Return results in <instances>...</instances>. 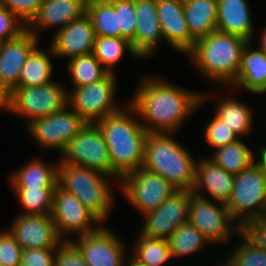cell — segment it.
Masks as SVG:
<instances>
[{
    "label": "cell",
    "instance_id": "cell-39",
    "mask_svg": "<svg viewBox=\"0 0 266 266\" xmlns=\"http://www.w3.org/2000/svg\"><path fill=\"white\" fill-rule=\"evenodd\" d=\"M44 0H0V5L17 16L27 26L37 16Z\"/></svg>",
    "mask_w": 266,
    "mask_h": 266
},
{
    "label": "cell",
    "instance_id": "cell-31",
    "mask_svg": "<svg viewBox=\"0 0 266 266\" xmlns=\"http://www.w3.org/2000/svg\"><path fill=\"white\" fill-rule=\"evenodd\" d=\"M86 14L89 16L96 36L120 37L118 13L108 0H87Z\"/></svg>",
    "mask_w": 266,
    "mask_h": 266
},
{
    "label": "cell",
    "instance_id": "cell-10",
    "mask_svg": "<svg viewBox=\"0 0 266 266\" xmlns=\"http://www.w3.org/2000/svg\"><path fill=\"white\" fill-rule=\"evenodd\" d=\"M61 155L63 162L81 165L112 177L108 147L102 131L96 124H85Z\"/></svg>",
    "mask_w": 266,
    "mask_h": 266
},
{
    "label": "cell",
    "instance_id": "cell-15",
    "mask_svg": "<svg viewBox=\"0 0 266 266\" xmlns=\"http://www.w3.org/2000/svg\"><path fill=\"white\" fill-rule=\"evenodd\" d=\"M191 191L178 190L157 209L144 214L141 234L150 238L168 240L181 225L188 222Z\"/></svg>",
    "mask_w": 266,
    "mask_h": 266
},
{
    "label": "cell",
    "instance_id": "cell-30",
    "mask_svg": "<svg viewBox=\"0 0 266 266\" xmlns=\"http://www.w3.org/2000/svg\"><path fill=\"white\" fill-rule=\"evenodd\" d=\"M125 50L132 57L140 58L129 41L112 36H96L92 53L109 73L116 74L113 67L123 58Z\"/></svg>",
    "mask_w": 266,
    "mask_h": 266
},
{
    "label": "cell",
    "instance_id": "cell-41",
    "mask_svg": "<svg viewBox=\"0 0 266 266\" xmlns=\"http://www.w3.org/2000/svg\"><path fill=\"white\" fill-rule=\"evenodd\" d=\"M239 232L248 241L266 251V216L244 221L239 226Z\"/></svg>",
    "mask_w": 266,
    "mask_h": 266
},
{
    "label": "cell",
    "instance_id": "cell-27",
    "mask_svg": "<svg viewBox=\"0 0 266 266\" xmlns=\"http://www.w3.org/2000/svg\"><path fill=\"white\" fill-rule=\"evenodd\" d=\"M51 58H54V54L50 45L48 50L36 47L22 67L19 86H39L51 82L54 72Z\"/></svg>",
    "mask_w": 266,
    "mask_h": 266
},
{
    "label": "cell",
    "instance_id": "cell-3",
    "mask_svg": "<svg viewBox=\"0 0 266 266\" xmlns=\"http://www.w3.org/2000/svg\"><path fill=\"white\" fill-rule=\"evenodd\" d=\"M248 43L242 37L214 31L196 40L186 55L206 79L230 88L237 79L241 56Z\"/></svg>",
    "mask_w": 266,
    "mask_h": 266
},
{
    "label": "cell",
    "instance_id": "cell-44",
    "mask_svg": "<svg viewBox=\"0 0 266 266\" xmlns=\"http://www.w3.org/2000/svg\"><path fill=\"white\" fill-rule=\"evenodd\" d=\"M57 248H27L22 251L21 266H55Z\"/></svg>",
    "mask_w": 266,
    "mask_h": 266
},
{
    "label": "cell",
    "instance_id": "cell-46",
    "mask_svg": "<svg viewBox=\"0 0 266 266\" xmlns=\"http://www.w3.org/2000/svg\"><path fill=\"white\" fill-rule=\"evenodd\" d=\"M259 153H258V161L263 165L265 171H266V143L264 146L262 147H259L258 150H257Z\"/></svg>",
    "mask_w": 266,
    "mask_h": 266
},
{
    "label": "cell",
    "instance_id": "cell-36",
    "mask_svg": "<svg viewBox=\"0 0 266 266\" xmlns=\"http://www.w3.org/2000/svg\"><path fill=\"white\" fill-rule=\"evenodd\" d=\"M235 234L242 236L243 240L232 249L222 266H266V251L248 241L240 232Z\"/></svg>",
    "mask_w": 266,
    "mask_h": 266
},
{
    "label": "cell",
    "instance_id": "cell-22",
    "mask_svg": "<svg viewBox=\"0 0 266 266\" xmlns=\"http://www.w3.org/2000/svg\"><path fill=\"white\" fill-rule=\"evenodd\" d=\"M86 3L87 0H44L27 29L37 38L38 30L57 27L59 31L86 13Z\"/></svg>",
    "mask_w": 266,
    "mask_h": 266
},
{
    "label": "cell",
    "instance_id": "cell-7",
    "mask_svg": "<svg viewBox=\"0 0 266 266\" xmlns=\"http://www.w3.org/2000/svg\"><path fill=\"white\" fill-rule=\"evenodd\" d=\"M59 82L39 86H18L11 92L10 113L32 121L62 111L68 105V90Z\"/></svg>",
    "mask_w": 266,
    "mask_h": 266
},
{
    "label": "cell",
    "instance_id": "cell-29",
    "mask_svg": "<svg viewBox=\"0 0 266 266\" xmlns=\"http://www.w3.org/2000/svg\"><path fill=\"white\" fill-rule=\"evenodd\" d=\"M255 157L257 154L238 139L236 142L216 148L209 159L228 173L237 175L256 161Z\"/></svg>",
    "mask_w": 266,
    "mask_h": 266
},
{
    "label": "cell",
    "instance_id": "cell-35",
    "mask_svg": "<svg viewBox=\"0 0 266 266\" xmlns=\"http://www.w3.org/2000/svg\"><path fill=\"white\" fill-rule=\"evenodd\" d=\"M24 212L21 214H51L55 188L12 187Z\"/></svg>",
    "mask_w": 266,
    "mask_h": 266
},
{
    "label": "cell",
    "instance_id": "cell-14",
    "mask_svg": "<svg viewBox=\"0 0 266 266\" xmlns=\"http://www.w3.org/2000/svg\"><path fill=\"white\" fill-rule=\"evenodd\" d=\"M72 242L81 251L87 266H125L128 258L123 242L104 225L92 233L77 236Z\"/></svg>",
    "mask_w": 266,
    "mask_h": 266
},
{
    "label": "cell",
    "instance_id": "cell-43",
    "mask_svg": "<svg viewBox=\"0 0 266 266\" xmlns=\"http://www.w3.org/2000/svg\"><path fill=\"white\" fill-rule=\"evenodd\" d=\"M55 266H87L81 251L71 240H64L56 250Z\"/></svg>",
    "mask_w": 266,
    "mask_h": 266
},
{
    "label": "cell",
    "instance_id": "cell-20",
    "mask_svg": "<svg viewBox=\"0 0 266 266\" xmlns=\"http://www.w3.org/2000/svg\"><path fill=\"white\" fill-rule=\"evenodd\" d=\"M136 29L134 51L144 60L152 56L161 40H164L157 16V0H135Z\"/></svg>",
    "mask_w": 266,
    "mask_h": 266
},
{
    "label": "cell",
    "instance_id": "cell-9",
    "mask_svg": "<svg viewBox=\"0 0 266 266\" xmlns=\"http://www.w3.org/2000/svg\"><path fill=\"white\" fill-rule=\"evenodd\" d=\"M120 187L125 198L142 215L157 209L178 191L168 180L144 168L125 175Z\"/></svg>",
    "mask_w": 266,
    "mask_h": 266
},
{
    "label": "cell",
    "instance_id": "cell-17",
    "mask_svg": "<svg viewBox=\"0 0 266 266\" xmlns=\"http://www.w3.org/2000/svg\"><path fill=\"white\" fill-rule=\"evenodd\" d=\"M95 38V30L85 13L63 29L56 31L50 46L55 57L71 59L92 53Z\"/></svg>",
    "mask_w": 266,
    "mask_h": 266
},
{
    "label": "cell",
    "instance_id": "cell-26",
    "mask_svg": "<svg viewBox=\"0 0 266 266\" xmlns=\"http://www.w3.org/2000/svg\"><path fill=\"white\" fill-rule=\"evenodd\" d=\"M58 178V162L47 164L34 158L10 176L11 187L55 188Z\"/></svg>",
    "mask_w": 266,
    "mask_h": 266
},
{
    "label": "cell",
    "instance_id": "cell-32",
    "mask_svg": "<svg viewBox=\"0 0 266 266\" xmlns=\"http://www.w3.org/2000/svg\"><path fill=\"white\" fill-rule=\"evenodd\" d=\"M67 69L74 88L92 84L109 74L93 53L69 59Z\"/></svg>",
    "mask_w": 266,
    "mask_h": 266
},
{
    "label": "cell",
    "instance_id": "cell-6",
    "mask_svg": "<svg viewBox=\"0 0 266 266\" xmlns=\"http://www.w3.org/2000/svg\"><path fill=\"white\" fill-rule=\"evenodd\" d=\"M225 205L239 226L248 219L266 216V171L258 160L235 175Z\"/></svg>",
    "mask_w": 266,
    "mask_h": 266
},
{
    "label": "cell",
    "instance_id": "cell-25",
    "mask_svg": "<svg viewBox=\"0 0 266 266\" xmlns=\"http://www.w3.org/2000/svg\"><path fill=\"white\" fill-rule=\"evenodd\" d=\"M183 10L195 40L217 31V0H183Z\"/></svg>",
    "mask_w": 266,
    "mask_h": 266
},
{
    "label": "cell",
    "instance_id": "cell-42",
    "mask_svg": "<svg viewBox=\"0 0 266 266\" xmlns=\"http://www.w3.org/2000/svg\"><path fill=\"white\" fill-rule=\"evenodd\" d=\"M26 30V24L0 5V42L14 39Z\"/></svg>",
    "mask_w": 266,
    "mask_h": 266
},
{
    "label": "cell",
    "instance_id": "cell-8",
    "mask_svg": "<svg viewBox=\"0 0 266 266\" xmlns=\"http://www.w3.org/2000/svg\"><path fill=\"white\" fill-rule=\"evenodd\" d=\"M116 74L109 73L104 79L89 85L79 86L68 91V106L86 124H96L106 116L118 112L115 105L117 84Z\"/></svg>",
    "mask_w": 266,
    "mask_h": 266
},
{
    "label": "cell",
    "instance_id": "cell-19",
    "mask_svg": "<svg viewBox=\"0 0 266 266\" xmlns=\"http://www.w3.org/2000/svg\"><path fill=\"white\" fill-rule=\"evenodd\" d=\"M157 16L164 41L174 50L187 54L196 40L187 27L183 0H157Z\"/></svg>",
    "mask_w": 266,
    "mask_h": 266
},
{
    "label": "cell",
    "instance_id": "cell-1",
    "mask_svg": "<svg viewBox=\"0 0 266 266\" xmlns=\"http://www.w3.org/2000/svg\"><path fill=\"white\" fill-rule=\"evenodd\" d=\"M128 103L135 109L148 133H174L203 102L206 92L180 88L158 76H148L139 82ZM146 121V122H145Z\"/></svg>",
    "mask_w": 266,
    "mask_h": 266
},
{
    "label": "cell",
    "instance_id": "cell-18",
    "mask_svg": "<svg viewBox=\"0 0 266 266\" xmlns=\"http://www.w3.org/2000/svg\"><path fill=\"white\" fill-rule=\"evenodd\" d=\"M38 44L39 38L28 29L18 37L0 43V79L11 92L19 86L22 67Z\"/></svg>",
    "mask_w": 266,
    "mask_h": 266
},
{
    "label": "cell",
    "instance_id": "cell-40",
    "mask_svg": "<svg viewBox=\"0 0 266 266\" xmlns=\"http://www.w3.org/2000/svg\"><path fill=\"white\" fill-rule=\"evenodd\" d=\"M22 251L8 230L0 232V266H21Z\"/></svg>",
    "mask_w": 266,
    "mask_h": 266
},
{
    "label": "cell",
    "instance_id": "cell-45",
    "mask_svg": "<svg viewBox=\"0 0 266 266\" xmlns=\"http://www.w3.org/2000/svg\"><path fill=\"white\" fill-rule=\"evenodd\" d=\"M11 91L3 84L0 79V113L1 111L10 112Z\"/></svg>",
    "mask_w": 266,
    "mask_h": 266
},
{
    "label": "cell",
    "instance_id": "cell-11",
    "mask_svg": "<svg viewBox=\"0 0 266 266\" xmlns=\"http://www.w3.org/2000/svg\"><path fill=\"white\" fill-rule=\"evenodd\" d=\"M188 222L214 244L224 243L230 234L239 232V225L232 219L225 204L193 193L188 205Z\"/></svg>",
    "mask_w": 266,
    "mask_h": 266
},
{
    "label": "cell",
    "instance_id": "cell-16",
    "mask_svg": "<svg viewBox=\"0 0 266 266\" xmlns=\"http://www.w3.org/2000/svg\"><path fill=\"white\" fill-rule=\"evenodd\" d=\"M8 231L23 250L57 248L64 241L58 235L50 214H19Z\"/></svg>",
    "mask_w": 266,
    "mask_h": 266
},
{
    "label": "cell",
    "instance_id": "cell-28",
    "mask_svg": "<svg viewBox=\"0 0 266 266\" xmlns=\"http://www.w3.org/2000/svg\"><path fill=\"white\" fill-rule=\"evenodd\" d=\"M219 101L215 116L227 126L240 138L245 136L252 130L253 111L248 105L235 98L226 97Z\"/></svg>",
    "mask_w": 266,
    "mask_h": 266
},
{
    "label": "cell",
    "instance_id": "cell-2",
    "mask_svg": "<svg viewBox=\"0 0 266 266\" xmlns=\"http://www.w3.org/2000/svg\"><path fill=\"white\" fill-rule=\"evenodd\" d=\"M136 117L139 116L135 109L125 103L124 108L96 123L108 147L112 177L118 178L119 182L125 175L142 168L144 162L148 131Z\"/></svg>",
    "mask_w": 266,
    "mask_h": 266
},
{
    "label": "cell",
    "instance_id": "cell-34",
    "mask_svg": "<svg viewBox=\"0 0 266 266\" xmlns=\"http://www.w3.org/2000/svg\"><path fill=\"white\" fill-rule=\"evenodd\" d=\"M171 257H183L202 250L210 243L191 223L181 225L167 240Z\"/></svg>",
    "mask_w": 266,
    "mask_h": 266
},
{
    "label": "cell",
    "instance_id": "cell-23",
    "mask_svg": "<svg viewBox=\"0 0 266 266\" xmlns=\"http://www.w3.org/2000/svg\"><path fill=\"white\" fill-rule=\"evenodd\" d=\"M247 0H217V31L253 42L254 27Z\"/></svg>",
    "mask_w": 266,
    "mask_h": 266
},
{
    "label": "cell",
    "instance_id": "cell-21",
    "mask_svg": "<svg viewBox=\"0 0 266 266\" xmlns=\"http://www.w3.org/2000/svg\"><path fill=\"white\" fill-rule=\"evenodd\" d=\"M234 179L235 175L216 165L209 157L200 159L196 164L195 182L191 192L206 198L203 193L206 191L213 201L226 204L234 186Z\"/></svg>",
    "mask_w": 266,
    "mask_h": 266
},
{
    "label": "cell",
    "instance_id": "cell-24",
    "mask_svg": "<svg viewBox=\"0 0 266 266\" xmlns=\"http://www.w3.org/2000/svg\"><path fill=\"white\" fill-rule=\"evenodd\" d=\"M245 47L235 83L230 89L244 88L253 94L266 93V55L259 49Z\"/></svg>",
    "mask_w": 266,
    "mask_h": 266
},
{
    "label": "cell",
    "instance_id": "cell-37",
    "mask_svg": "<svg viewBox=\"0 0 266 266\" xmlns=\"http://www.w3.org/2000/svg\"><path fill=\"white\" fill-rule=\"evenodd\" d=\"M118 13V29L120 37L129 41L134 50V36L136 29L135 0H108Z\"/></svg>",
    "mask_w": 266,
    "mask_h": 266
},
{
    "label": "cell",
    "instance_id": "cell-48",
    "mask_svg": "<svg viewBox=\"0 0 266 266\" xmlns=\"http://www.w3.org/2000/svg\"><path fill=\"white\" fill-rule=\"evenodd\" d=\"M127 260L128 261H127L125 266H147V265H144V264H140L132 256H129V258Z\"/></svg>",
    "mask_w": 266,
    "mask_h": 266
},
{
    "label": "cell",
    "instance_id": "cell-33",
    "mask_svg": "<svg viewBox=\"0 0 266 266\" xmlns=\"http://www.w3.org/2000/svg\"><path fill=\"white\" fill-rule=\"evenodd\" d=\"M131 256L140 264L147 266H166L172 259L167 240L150 238L139 233Z\"/></svg>",
    "mask_w": 266,
    "mask_h": 266
},
{
    "label": "cell",
    "instance_id": "cell-4",
    "mask_svg": "<svg viewBox=\"0 0 266 266\" xmlns=\"http://www.w3.org/2000/svg\"><path fill=\"white\" fill-rule=\"evenodd\" d=\"M175 133H148L142 168L168 180L178 190L192 191L198 160L177 140Z\"/></svg>",
    "mask_w": 266,
    "mask_h": 266
},
{
    "label": "cell",
    "instance_id": "cell-13",
    "mask_svg": "<svg viewBox=\"0 0 266 266\" xmlns=\"http://www.w3.org/2000/svg\"><path fill=\"white\" fill-rule=\"evenodd\" d=\"M66 106L62 111L38 118L27 126L29 134L43 149L62 153L67 144L86 124L74 110Z\"/></svg>",
    "mask_w": 266,
    "mask_h": 266
},
{
    "label": "cell",
    "instance_id": "cell-47",
    "mask_svg": "<svg viewBox=\"0 0 266 266\" xmlns=\"http://www.w3.org/2000/svg\"><path fill=\"white\" fill-rule=\"evenodd\" d=\"M259 49L266 55V27L265 29L262 31L261 34V41L259 43Z\"/></svg>",
    "mask_w": 266,
    "mask_h": 266
},
{
    "label": "cell",
    "instance_id": "cell-38",
    "mask_svg": "<svg viewBox=\"0 0 266 266\" xmlns=\"http://www.w3.org/2000/svg\"><path fill=\"white\" fill-rule=\"evenodd\" d=\"M204 132L208 146H212L215 149L226 146L240 139L226 123L222 122L215 115L206 125Z\"/></svg>",
    "mask_w": 266,
    "mask_h": 266
},
{
    "label": "cell",
    "instance_id": "cell-12",
    "mask_svg": "<svg viewBox=\"0 0 266 266\" xmlns=\"http://www.w3.org/2000/svg\"><path fill=\"white\" fill-rule=\"evenodd\" d=\"M50 215L58 235L64 240H70L65 238L67 233L84 235L96 231L102 225L75 195L58 184L54 189Z\"/></svg>",
    "mask_w": 266,
    "mask_h": 266
},
{
    "label": "cell",
    "instance_id": "cell-5",
    "mask_svg": "<svg viewBox=\"0 0 266 266\" xmlns=\"http://www.w3.org/2000/svg\"><path fill=\"white\" fill-rule=\"evenodd\" d=\"M109 178L112 177L99 171L58 160L57 184L75 195L101 224L114 205Z\"/></svg>",
    "mask_w": 266,
    "mask_h": 266
}]
</instances>
